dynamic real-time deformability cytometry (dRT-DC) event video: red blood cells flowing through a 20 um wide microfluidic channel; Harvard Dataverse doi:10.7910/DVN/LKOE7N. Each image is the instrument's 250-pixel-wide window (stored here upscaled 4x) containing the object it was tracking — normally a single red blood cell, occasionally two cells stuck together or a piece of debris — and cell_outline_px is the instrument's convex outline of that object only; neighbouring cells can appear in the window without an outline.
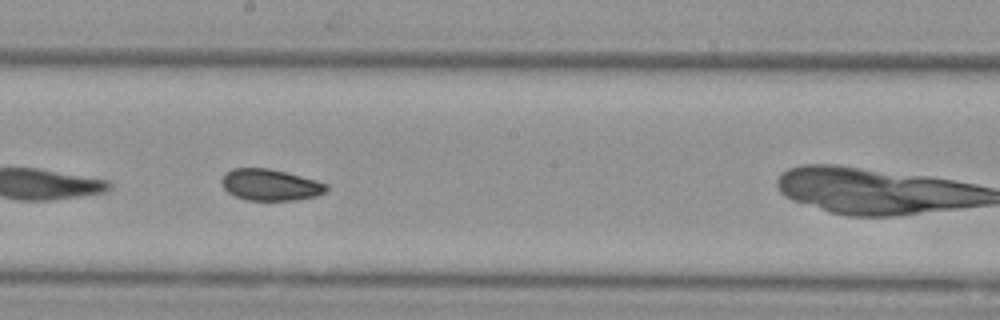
{"species": "Egyptian fruit bat (a non-hibernating species)", "species_latin": "Rousettus aegyptiacus", "temperature_condition": "cold", "stored_images_in_passage": 29, "camera_frame_rate_fps": 3000, "um_per_image_px": 0.085, "animal": {"sex": "female"}, "frame": {"image": 1, "passage_image": 14, "time_ms": 4.333, "image_size_px": [1000, 320], "cell_outline_px": [[328, 188], [324, 192], [316, 196], [296, 200], [248, 200], [236, 196], [228, 192], [224, 188], [220, 180], [232, 168], [268, 168], [316, 180], [328, 184]], "centroid_in_image_um": [22.98, 15.71], "position_along_channel_um": 225.2, "area_um2": 18.96}}